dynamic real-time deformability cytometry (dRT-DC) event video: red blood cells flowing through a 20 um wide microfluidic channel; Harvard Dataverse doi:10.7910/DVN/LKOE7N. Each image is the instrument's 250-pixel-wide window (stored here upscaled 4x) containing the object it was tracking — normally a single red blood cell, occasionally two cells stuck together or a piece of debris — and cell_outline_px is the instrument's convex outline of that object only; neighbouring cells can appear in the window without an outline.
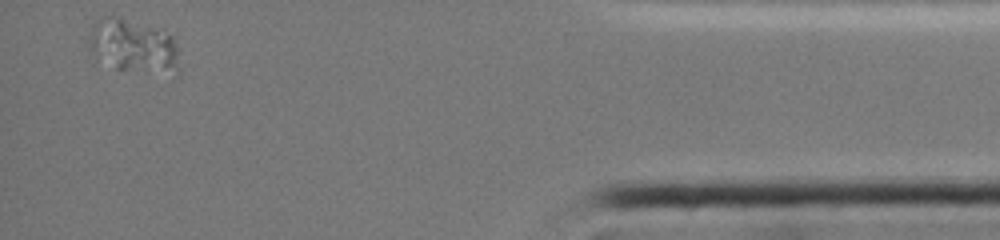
{"species": "common noctule bat (a hibernating species)", "species_latin": "Nyctalus noctula", "temperature_condition": "cold", "stored_images_in_passage": 29, "camera_frame_rate_fps": 3000, "um_per_image_px": 0.085, "animal": {"sex": "female", "body_mass_g": 19.0, "forearm_length_mm": 51.5}, "frame": {"image": 1, "passage_image": 29, "time_ms": 11.333, "image_size_px": [1000, 240], "cell_outline_px": [[180, 76], [176, 76], [116, 68], [92, 48], [88, 44], [88, 40], [92, 28], [100, 16], [120, 16], [164, 28], [176, 32], [180, 68]], "centroid_in_image_um": [11.55, 3.87], "position_along_channel_um": 423.6, "area_um2": 29.19}}